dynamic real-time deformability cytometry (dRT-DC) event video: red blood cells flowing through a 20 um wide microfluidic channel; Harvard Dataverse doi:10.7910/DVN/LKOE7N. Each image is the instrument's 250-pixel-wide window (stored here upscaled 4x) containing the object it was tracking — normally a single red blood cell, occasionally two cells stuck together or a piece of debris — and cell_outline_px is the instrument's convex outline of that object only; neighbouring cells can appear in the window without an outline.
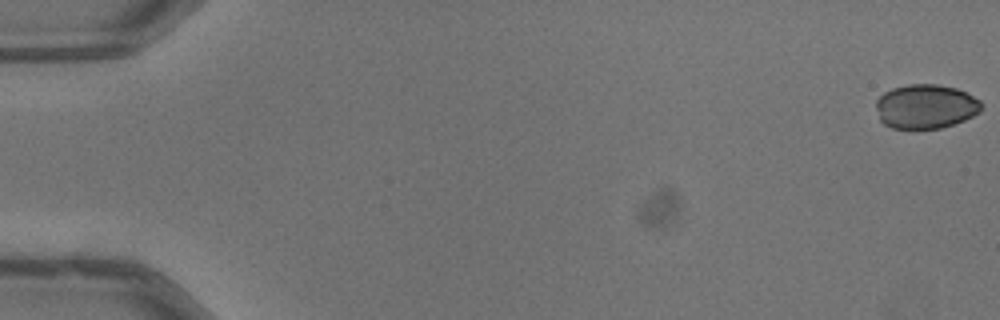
{"species": "common noctule bat (a hibernating species)", "species_latin": "Nyctalus noctula", "temperature_condition": "warm", "stored_images_in_passage": 16, "camera_frame_rate_fps": 3000, "um_per_image_px": 0.085, "animal": {"sex": "male", "body_mass_g": 13.3}, "frame": {"image": 1, "passage_image": 1, "time_ms": 0.0, "image_size_px": [1000, 320], "cell_outline_px": [[980, 112], [964, 120], [940, 128], [892, 128], [884, 124], [880, 120], [876, 108], [876, 100], [884, 92], [892, 88], [908, 84], [936, 84], [956, 88], [980, 100]], "centroid_in_image_um": [78.65, 9.04], "position_along_channel_um": 6.4, "area_um2": 26.99}}
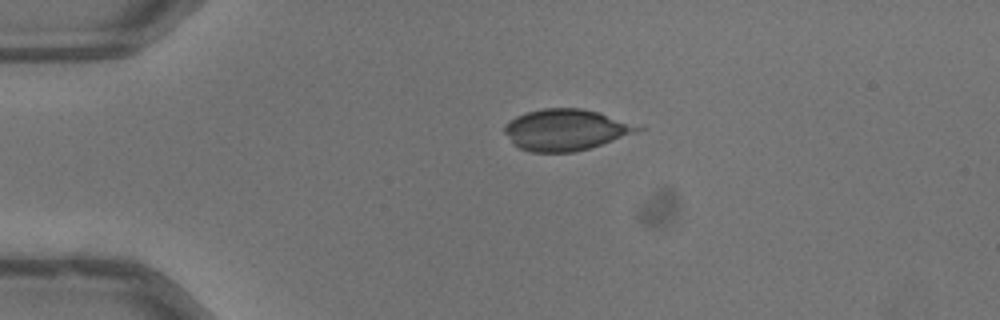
{"frame": {"image": 2, "passage_image": 13, "time_ms": 4.0, "image_size_px": [1000, 320], "cell_outline_px": [[644, 128], [636, 132], [588, 148], [572, 152], [532, 152], [520, 148], [504, 132], [504, 124], [516, 116], [524, 112], [544, 108], [580, 108], [644, 124]], "centroid_in_image_um": [48.12, 11.01], "position_along_channel_um": 36.9, "area_um2": 31.91}}